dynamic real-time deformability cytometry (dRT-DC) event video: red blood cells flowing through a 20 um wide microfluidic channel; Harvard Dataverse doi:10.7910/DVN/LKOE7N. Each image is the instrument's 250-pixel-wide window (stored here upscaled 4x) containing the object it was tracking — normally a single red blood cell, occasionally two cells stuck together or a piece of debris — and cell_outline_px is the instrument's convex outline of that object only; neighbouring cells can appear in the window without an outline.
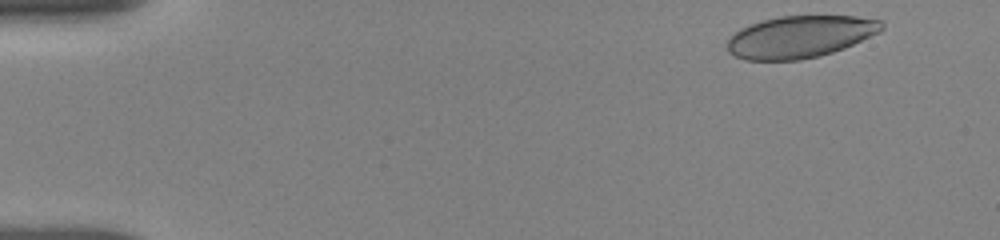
{"species": "human", "species_latin": "Homo sapiens", "temperature_condition": "room temperature", "stored_images_in_passage": 56, "camera_frame_rate_fps": 3000, "um_per_image_px": 0.085, "donor": {"sex": "female"}, "frame": {"image": 1, "passage_image": 2, "time_ms": 0.333, "image_size_px": [1000, 240], "cell_outline_px": [[884, 28], [880, 32], [844, 48], [820, 56], [800, 60], [744, 60], [728, 52], [728, 40], [740, 28], [764, 20], [780, 16], [856, 16], [880, 20], [884, 24]], "centroid_in_image_um": [68.03, 3.13], "position_along_channel_um": 17.0, "area_um2": 37.69}}
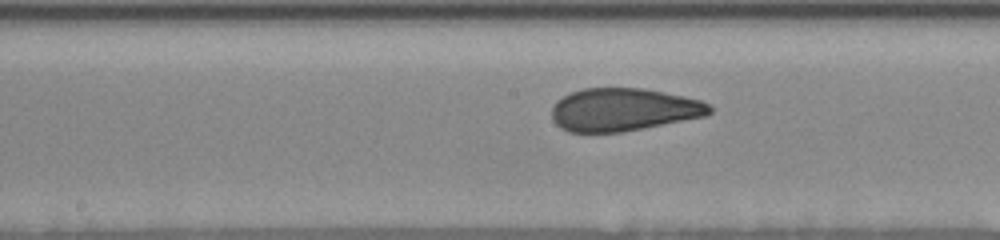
{"frame": {"image": 2, "passage_image": 31, "time_ms": 8.0, "image_size_px": [1000, 240], "cell_outline_px": [[712, 112], [704, 116], [624, 132], [568, 132], [560, 128], [556, 124], [552, 116], [552, 108], [556, 100], [572, 92], [584, 88], [644, 88], [684, 96], [700, 100], [708, 104], [712, 108]], "centroid_in_image_um": [52.98, 9.32], "position_along_channel_um": 195.2, "area_um2": 39.36}}
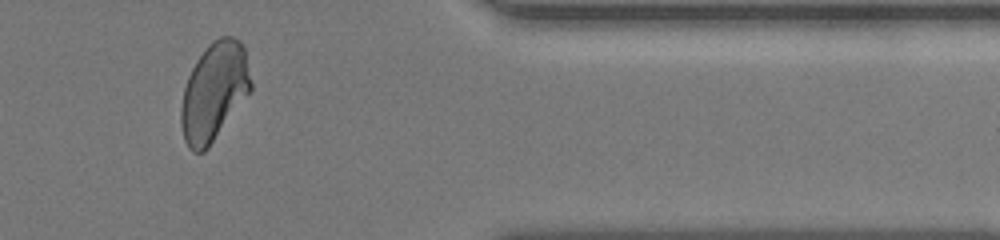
{"frame": {"image": 3, "passage_image": 51, "time_ms": 13.667, "image_size_px": [1000, 240], "cell_outline_px": [[252, 88], [208, 148], [204, 152], [192, 152], [188, 148], [184, 140], [180, 124], [180, 108], [184, 88], [188, 76], [196, 60], [208, 44], [212, 40], [220, 36], [232, 36], [240, 40], [244, 48], [252, 84]], "centroid_in_image_um": [18.17, 7.79], "position_along_channel_um": 393.2, "area_um2": 39.88}, "authors_computed_cell_mechanics": {"area_um2": 39.8242, "velocity_mm_per_s": 3.8203, "shape_relaxation_time_tau1_ms": 8.2544, "shape_relaxation_time_tau2_ms": 0.8112, "deformation_change_tau1": 0.1879, "deformation_change_tau2": 0.0675}}